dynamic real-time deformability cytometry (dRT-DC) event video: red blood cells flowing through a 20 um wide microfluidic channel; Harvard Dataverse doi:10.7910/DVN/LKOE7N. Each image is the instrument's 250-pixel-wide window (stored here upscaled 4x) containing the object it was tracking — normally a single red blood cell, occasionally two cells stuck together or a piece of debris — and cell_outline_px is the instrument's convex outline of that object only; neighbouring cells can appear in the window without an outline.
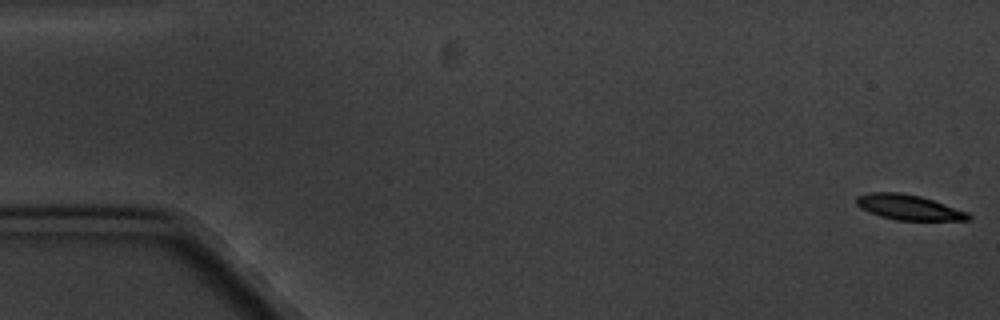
{"species": "common noctule bat (a hibernating species)", "species_latin": "Nyctalus noctula", "temperature_condition": "cold", "stored_images_in_passage": 7, "camera_frame_rate_fps": 3000, "um_per_image_px": 0.085, "animal": {"sex": "male", "body_mass_g": 20.1, "forearm_length_mm": 53.5}, "frame": {"image": 1, "passage_image": 1, "time_ms": 0.0, "image_size_px": [1000, 320], "cell_outline_px": [[972, 220], [896, 220], [880, 216], [860, 208], [856, 204], [856, 196], [868, 192], [900, 192], [920, 196], [968, 212], [972, 216]], "centroid_in_image_um": [77.22, 17.62], "position_along_channel_um": 7.8, "area_um2": 16.42}}
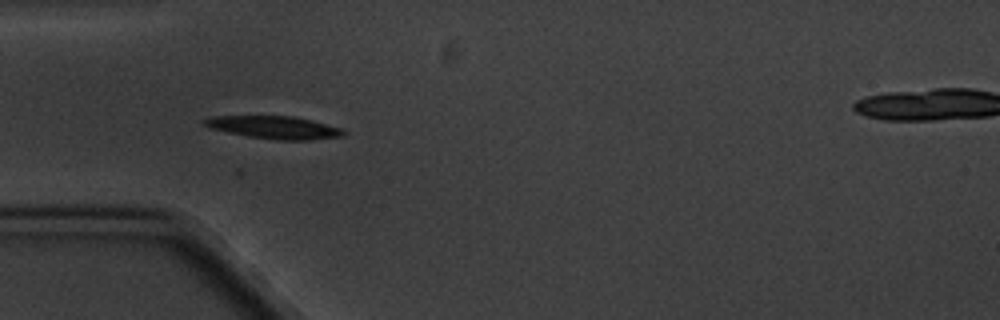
{"frame": {"image": 2, "passage_image": 5, "time_ms": 5.667, "image_size_px": [1000, 320], "cell_outline_px": [[344, 136], [312, 140], [276, 140], [248, 136], [208, 128], [200, 120], [212, 116], [292, 116], [312, 120], [344, 128]], "centroid_in_image_um": [23.32, 10.83], "position_along_channel_um": 61.7, "area_um2": 18.55}}